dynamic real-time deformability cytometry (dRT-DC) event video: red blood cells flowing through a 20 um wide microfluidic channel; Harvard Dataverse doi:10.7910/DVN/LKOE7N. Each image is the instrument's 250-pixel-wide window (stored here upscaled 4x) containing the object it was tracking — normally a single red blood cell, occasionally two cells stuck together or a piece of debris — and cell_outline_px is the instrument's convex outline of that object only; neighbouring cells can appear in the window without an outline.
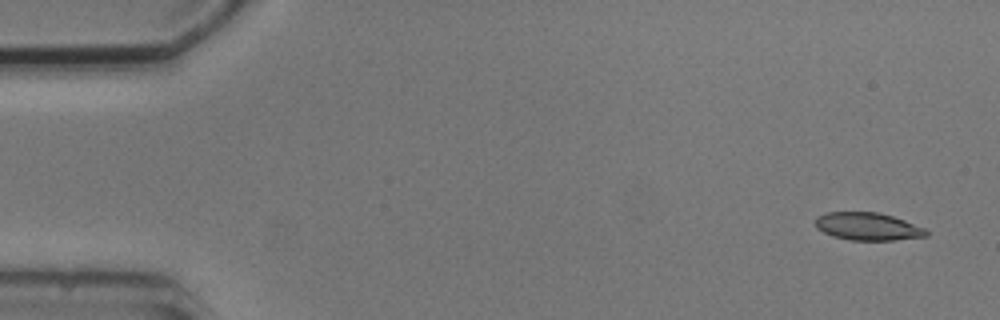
{"species": "common noctule bat (a hibernating species)", "species_latin": "Nyctalus noctula", "temperature_condition": "cold", "stored_images_in_passage": 5, "segment_of_instrument_passage": [1, 2], "camera_frame_rate_fps": 3000, "um_per_image_px": 0.085, "animal": {"sex": "male", "body_mass_g": 20.5, "forearm_length_mm": 52.5}, "frame": {"image": 1, "passage_image": 1, "time_ms": 0.0, "image_size_px": [1000, 320], "cell_outline_px": [[928, 236], [892, 240], [852, 240], [832, 236], [816, 228], [816, 216], [828, 212], [876, 212], [892, 216], [928, 228]], "centroid_in_image_um": [73.79, 19.25], "position_along_channel_um": 11.2, "area_um2": 17.92}}
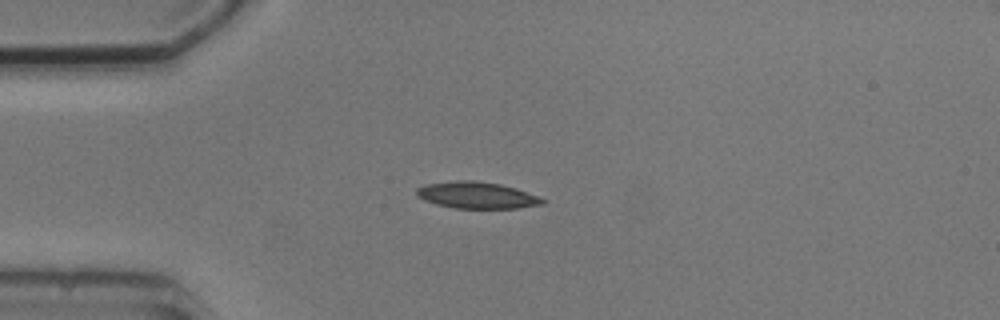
{"frame": {"image": 2, "passage_image": 4, "time_ms": 3.667, "image_size_px": [1000, 320], "cell_outline_px": [[548, 200], [544, 204], [520, 208], [452, 208], [436, 204], [424, 200], [416, 196], [416, 188], [424, 184], [456, 180], [472, 180], [500, 184], [516, 188]], "centroid_in_image_um": [40.52, 16.59], "position_along_channel_um": 44.5, "area_um2": 19.71}}